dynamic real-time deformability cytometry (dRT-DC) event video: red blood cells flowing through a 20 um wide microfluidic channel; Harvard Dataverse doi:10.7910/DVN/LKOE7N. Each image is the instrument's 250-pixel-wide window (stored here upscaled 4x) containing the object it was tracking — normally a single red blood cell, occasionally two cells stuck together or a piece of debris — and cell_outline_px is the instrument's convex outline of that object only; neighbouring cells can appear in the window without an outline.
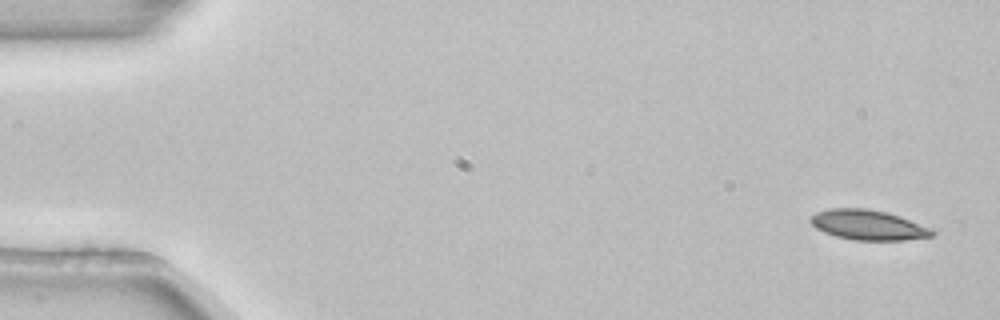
{"species": "common noctule bat (a hibernating species)", "species_latin": "Nyctalus noctula", "temperature_condition": "room temperature", "stored_images_in_passage": 4, "camera_frame_rate_fps": 3000, "um_per_image_px": 0.085, "animal": {"sex": "female", "body_mass_g": 22.7, "forearm_length_mm": 54.2}, "frame": {"image": 1, "passage_image": 1, "time_ms": 0.0, "image_size_px": [1000, 320], "cell_outline_px": [[936, 232], [932, 236], [904, 240], [856, 240], [836, 236], [824, 232], [816, 228], [812, 224], [812, 216], [816, 212], [828, 208], [868, 208], [900, 216], [932, 228]], "centroid_in_image_um": [73.82, 19.12], "position_along_channel_um": 11.2, "area_um2": 21.15}}
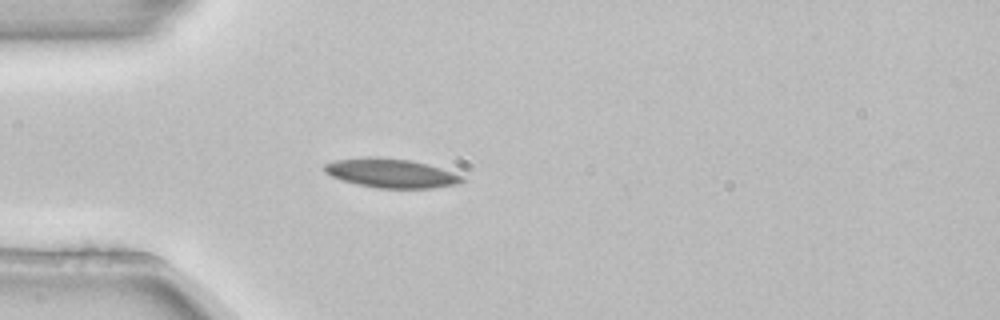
{"frame": {"image": 2, "passage_image": 4, "time_ms": 1.0, "image_size_px": [1000, 320], "cell_outline_px": [[464, 180], [456, 184], [432, 188], [376, 188], [356, 184], [340, 180], [324, 172], [324, 164], [336, 160], [368, 156], [376, 156], [408, 160], [428, 164], [464, 176]], "centroid_in_image_um": [33.2, 14.72], "position_along_channel_um": 51.8, "area_um2": 23.35}}